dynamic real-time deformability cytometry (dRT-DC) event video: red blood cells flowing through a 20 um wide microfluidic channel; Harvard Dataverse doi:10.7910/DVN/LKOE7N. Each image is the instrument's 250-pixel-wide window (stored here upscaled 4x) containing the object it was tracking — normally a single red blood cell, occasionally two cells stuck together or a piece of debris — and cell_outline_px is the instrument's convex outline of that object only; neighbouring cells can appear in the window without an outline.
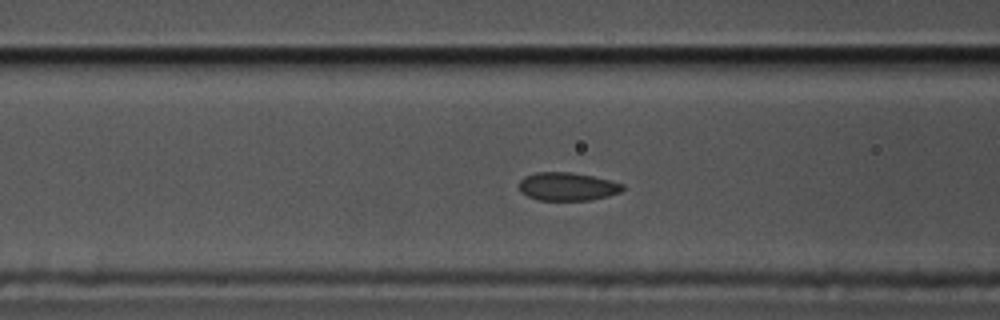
{"species": "common noctule bat (a hibernating species)", "species_latin": "Nyctalus noctula", "temperature_condition": "cold", "stored_images_in_passage": 42, "camera_frame_rate_fps": 3000, "um_per_image_px": 0.085, "animal": {"sex": "male", "body_mass_g": 17.5, "forearm_length_mm": 52.3}, "frame": {"image": 1, "passage_image": 6, "time_ms": 1.667, "image_size_px": [1000, 320], "cell_outline_px": [[624, 188], [620, 192], [608, 196], [592, 200], [536, 200], [520, 192], [520, 180], [524, 176], [536, 172], [572, 172], [612, 180], [624, 184]], "centroid_in_image_um": [48.24, 15.85], "position_along_channel_um": 118.4, "area_um2": 17.17}}
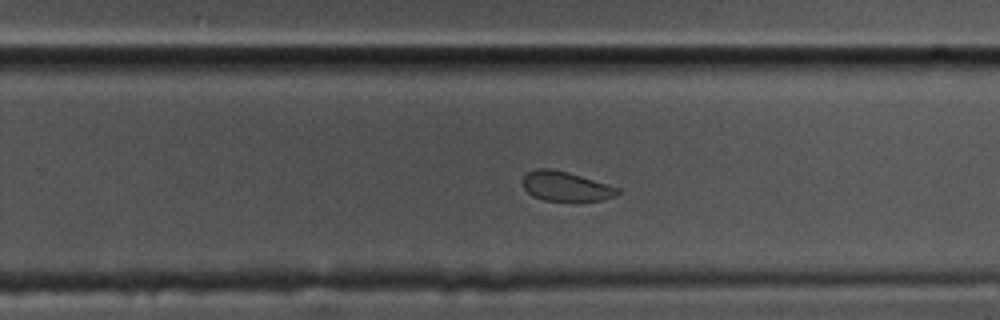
{"frame": {"image": 2, "passage_image": 20, "time_ms": 6.333, "image_size_px": [1000, 320], "cell_outline_px": [[620, 192], [616, 196], [604, 200], [544, 200], [532, 196], [524, 188], [524, 176], [528, 172], [536, 168], [552, 168], [568, 172], [620, 188]], "centroid_in_image_um": [48.1, 15.83], "position_along_channel_um": 281.7, "area_um2": 16.18}}
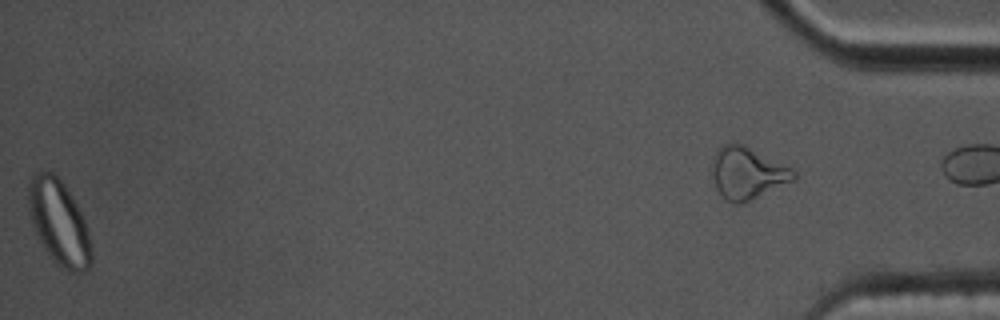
{"frame": {"image": 3, "passage_image": 41, "time_ms": 13.333, "image_size_px": [1000, 320], "cell_outline_px": [[92, 264], [84, 272], [72, 272], [56, 264], [52, 260], [36, 236], [28, 212], [28, 184], [32, 172], [52, 172], [64, 184], [72, 196], [88, 228], [92, 248]], "centroid_in_image_um": [5.0, 18.93], "position_along_channel_um": 430.2, "area_um2": 31.44}, "authors_computed_cell_mechanics": {"area_um2": 17.5423, "velocity_mm_per_s": 3.5076, "shape_relaxation_time_tau1_ms": 2.2551, "shape_relaxation_time_tau2_ms": 2.5521, "deformation_change_tau1": 0.0773, "deformation_change_tau2": 0.0713}}